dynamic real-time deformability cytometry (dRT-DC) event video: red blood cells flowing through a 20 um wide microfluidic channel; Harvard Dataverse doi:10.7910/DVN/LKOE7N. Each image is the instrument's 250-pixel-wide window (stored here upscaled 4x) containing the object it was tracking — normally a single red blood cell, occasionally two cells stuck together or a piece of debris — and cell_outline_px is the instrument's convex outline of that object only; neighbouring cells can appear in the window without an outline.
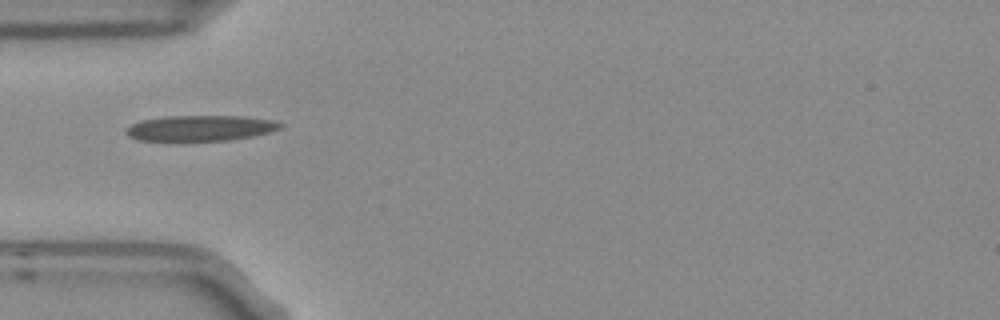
{"species": "Egyptian fruit bat (a non-hibernating species)", "species_latin": "Rousettus aegyptiacus", "temperature_condition": "room temperature", "stored_images_in_passage": 4, "camera_frame_rate_fps": 3000, "um_per_image_px": 0.085, "frame": {"image": 1, "passage_image": 1, "time_ms": 0.0, "image_size_px": [1000, 320], "cell_outline_px": [[284, 128], [252, 136], [228, 140], [136, 140], [128, 136], [124, 132], [132, 124], [140, 120], [168, 116], [244, 116], [272, 120], [284, 124]], "centroid_in_image_um": [17.05, 10.88], "position_along_channel_um": 68.0, "area_um2": 22.89}}
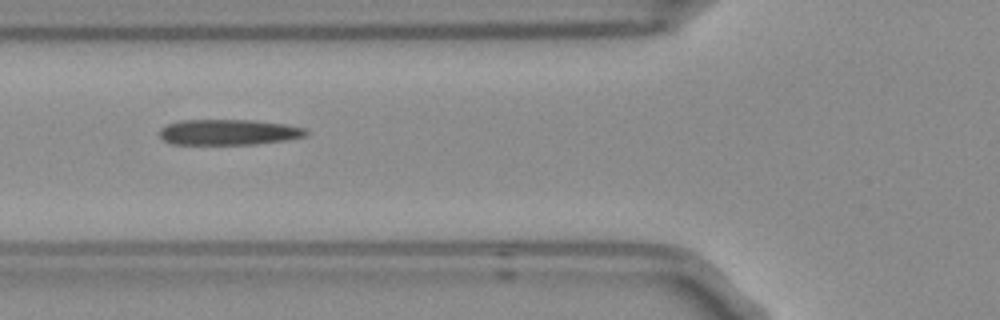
{"frame": {"image": 2, "passage_image": 2, "time_ms": 0.333, "image_size_px": [1000, 320], "cell_outline_px": [[308, 132], [304, 136], [284, 140], [252, 144], [172, 144], [164, 140], [160, 136], [160, 128], [168, 124], [180, 120], [256, 120], [284, 124], [304, 128]], "centroid_in_image_um": [19.39, 11.23], "position_along_channel_um": 106.4, "area_um2": 21.68}}